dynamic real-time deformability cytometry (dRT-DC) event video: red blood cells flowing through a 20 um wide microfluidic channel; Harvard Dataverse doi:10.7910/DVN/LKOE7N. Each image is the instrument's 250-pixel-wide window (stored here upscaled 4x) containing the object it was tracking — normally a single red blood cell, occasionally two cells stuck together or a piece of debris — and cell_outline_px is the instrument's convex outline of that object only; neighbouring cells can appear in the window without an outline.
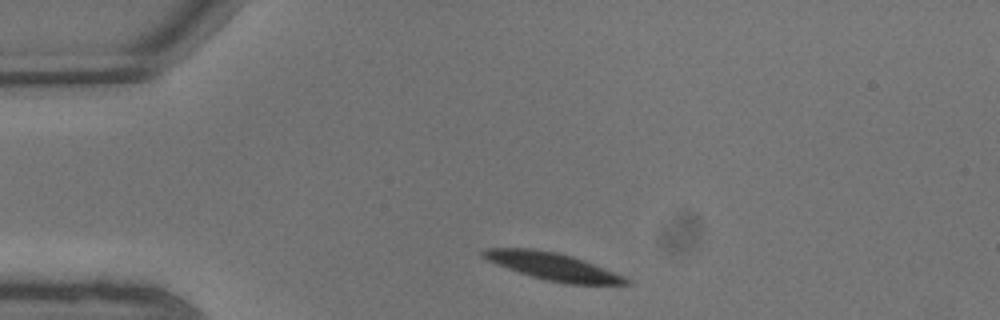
{"species": "common noctule bat (a hibernating species)", "species_latin": "Nyctalus noctula", "temperature_condition": "warm", "stored_images_in_passage": 4, "camera_frame_rate_fps": 3000, "um_per_image_px": 0.085, "animal": {"sex": "male", "body_mass_g": 13.3}, "frame": {"image": 1, "passage_image": 1, "time_ms": 0.0, "image_size_px": [1000, 320], "cell_outline_px": [[632, 284], [564, 284], [532, 276], [496, 264], [480, 256], [480, 252], [484, 248], [532, 248], [556, 252], [572, 256], [584, 260], [624, 276], [632, 280]], "centroid_in_image_um": [46.99, 22.64], "position_along_channel_um": 38.0, "area_um2": 22.72}}
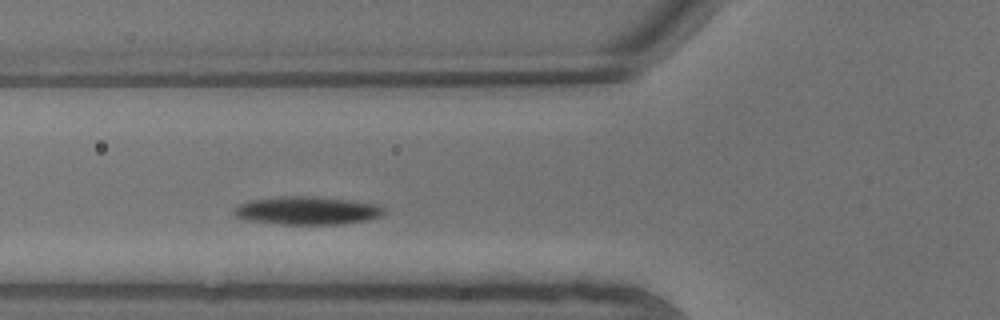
{"frame": {"image": 2, "passage_image": 4, "time_ms": 1.0, "image_size_px": [1000, 320], "cell_outline_px": [[384, 212], [380, 216], [368, 220], [340, 224], [280, 224], [248, 220], [236, 216], [232, 212], [232, 208], [236, 204], [252, 200], [280, 196], [316, 196], [384, 204]], "centroid_in_image_um": [26.12, 17.88], "position_along_channel_um": 99.7, "area_um2": 24.91}}